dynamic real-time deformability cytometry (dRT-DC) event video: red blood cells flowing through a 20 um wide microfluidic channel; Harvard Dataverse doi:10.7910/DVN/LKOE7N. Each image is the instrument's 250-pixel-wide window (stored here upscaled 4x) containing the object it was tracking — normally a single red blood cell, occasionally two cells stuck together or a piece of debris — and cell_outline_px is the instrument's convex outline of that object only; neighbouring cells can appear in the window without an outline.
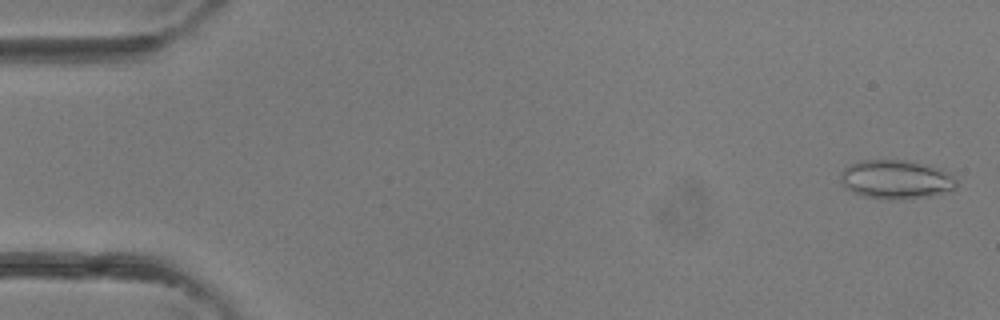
{"species": "common noctule bat (a hibernating species)", "species_latin": "Nyctalus noctula", "temperature_condition": "room temperature", "stored_images_in_passage": 3, "camera_frame_rate_fps": 3000, "um_per_image_px": 0.085, "animal": {"sex": "female"}, "frame": {"image": 1, "passage_image": 1, "time_ms": 0.0, "image_size_px": [1000, 320], "cell_outline_px": [[956, 188], [952, 192], [932, 196], [864, 196], [852, 192], [844, 188], [840, 180], [840, 172], [844, 168], [852, 164], [864, 160], [904, 160], [940, 168], [948, 172], [956, 180]], "centroid_in_image_um": [76.18, 15.21], "position_along_channel_um": 8.8, "area_um2": 25.49}}